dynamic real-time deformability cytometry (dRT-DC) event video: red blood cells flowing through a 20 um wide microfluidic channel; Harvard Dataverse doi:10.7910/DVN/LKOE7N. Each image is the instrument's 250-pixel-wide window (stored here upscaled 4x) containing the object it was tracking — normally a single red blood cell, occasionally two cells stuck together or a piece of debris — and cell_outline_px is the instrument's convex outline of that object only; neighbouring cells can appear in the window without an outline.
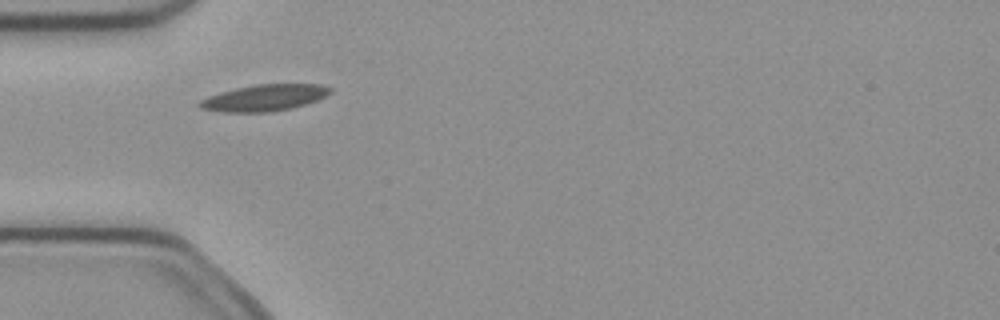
{"species": "common noctule bat (a hibernating species)", "species_latin": "Nyctalus noctula", "temperature_condition": "cold", "stored_images_in_passage": 5, "camera_frame_rate_fps": 3000, "um_per_image_px": 0.085, "animal": {"sex": "female", "body_mass_g": 21.9}, "frame": {"image": 1, "passage_image": 3, "time_ms": 0.667, "image_size_px": [1000, 320], "cell_outline_px": [[332, 92], [316, 100], [292, 108], [268, 112], [224, 112], [200, 108], [196, 104], [200, 100], [208, 96], [220, 92], [236, 88], [256, 84], [324, 84], [332, 88]], "centroid_in_image_um": [22.46, 8.3], "position_along_channel_um": 62.5, "area_um2": 20.11}}
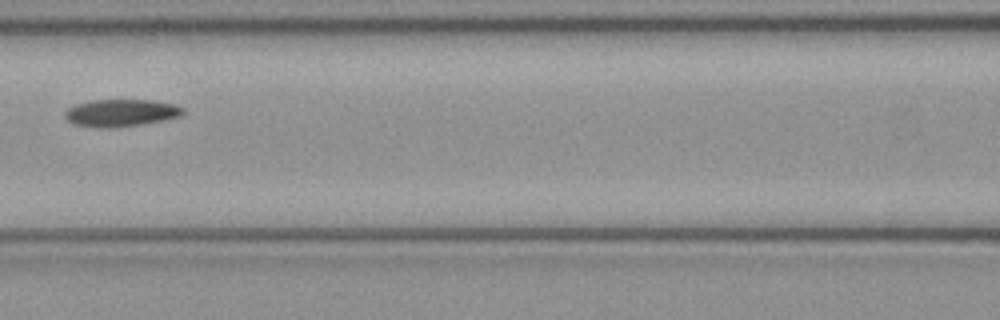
{"frame": {"image": 2, "passage_image": 5, "time_ms": 1.333, "image_size_px": [1000, 320], "cell_outline_px": [[184, 112], [180, 116], [164, 120], [144, 124], [112, 128], [92, 128], [72, 124], [64, 116], [64, 112], [68, 108], [76, 104], [92, 100], [152, 100], [172, 104], [184, 108]], "centroid_in_image_um": [10.24, 9.61], "position_along_channel_um": 156.4, "area_um2": 18.96}}